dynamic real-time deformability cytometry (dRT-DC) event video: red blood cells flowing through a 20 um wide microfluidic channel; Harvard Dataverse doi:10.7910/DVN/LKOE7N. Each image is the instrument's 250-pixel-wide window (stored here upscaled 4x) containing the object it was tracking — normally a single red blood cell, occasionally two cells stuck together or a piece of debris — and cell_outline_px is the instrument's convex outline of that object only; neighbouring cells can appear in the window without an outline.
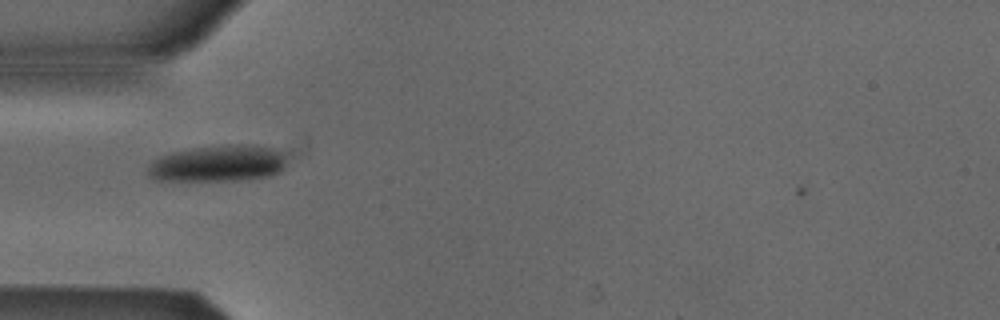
{"species": "Egyptian fruit bat (a non-hibernating species)", "species_latin": "Rousettus aegyptiacus", "temperature_condition": "cold", "stored_images_in_passage": 17, "camera_frame_rate_fps": 3000, "um_per_image_px": 0.085, "animal": {"sex": "male"}, "frame": {"image": 1, "passage_image": 4, "time_ms": 1.0, "image_size_px": [1000, 320], "cell_outline_px": [[284, 168], [280, 172], [272, 176], [240, 180], [152, 180], [148, 176], [148, 164], [156, 156], [172, 152], [192, 148], [224, 144], [252, 144], [276, 148], [284, 156]], "centroid_in_image_um": [18.51, 13.88], "position_along_channel_um": 66.5, "area_um2": 30.0}}
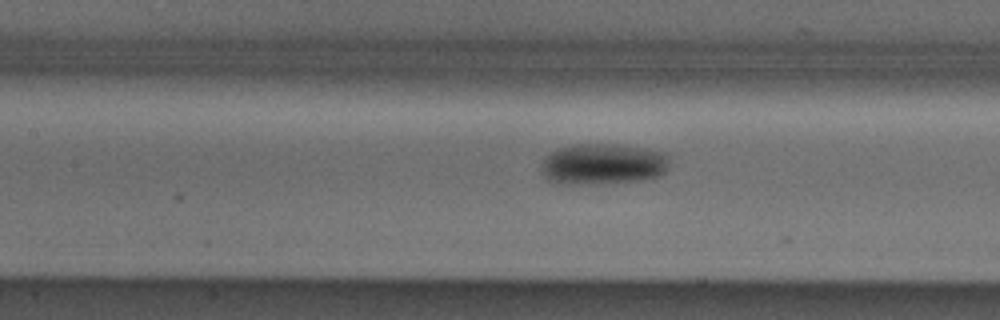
{"frame": {"image": 2, "passage_image": 11, "time_ms": 3.333, "image_size_px": [1000, 320], "cell_outline_px": [[668, 160], [664, 172], [656, 176], [640, 180], [604, 184], [560, 184], [548, 180], [544, 176], [540, 168], [544, 160], [552, 152], [560, 148], [576, 144], [620, 144], [668, 152]], "centroid_in_image_um": [51.25, 13.95], "position_along_channel_um": 156.2, "area_um2": 30.75}}
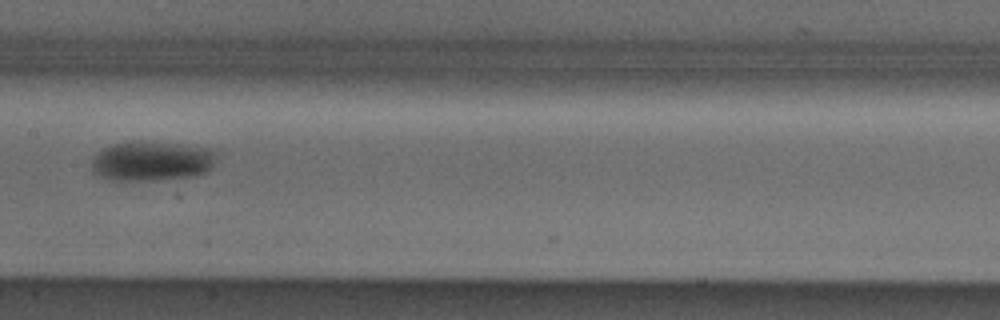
{"frame": {"image": 3, "passage_image": 14, "time_ms": 4.333, "image_size_px": [1000, 320], "cell_outline_px": [[220, 152], [212, 168], [208, 172], [196, 176], [160, 180], [112, 180], [100, 176], [92, 172], [92, 156], [96, 152], [112, 144], [132, 140], [140, 140], [180, 144], [208, 148]], "centroid_in_image_um": [12.93, 13.68], "position_along_channel_um": 194.5, "area_um2": 29.71}}